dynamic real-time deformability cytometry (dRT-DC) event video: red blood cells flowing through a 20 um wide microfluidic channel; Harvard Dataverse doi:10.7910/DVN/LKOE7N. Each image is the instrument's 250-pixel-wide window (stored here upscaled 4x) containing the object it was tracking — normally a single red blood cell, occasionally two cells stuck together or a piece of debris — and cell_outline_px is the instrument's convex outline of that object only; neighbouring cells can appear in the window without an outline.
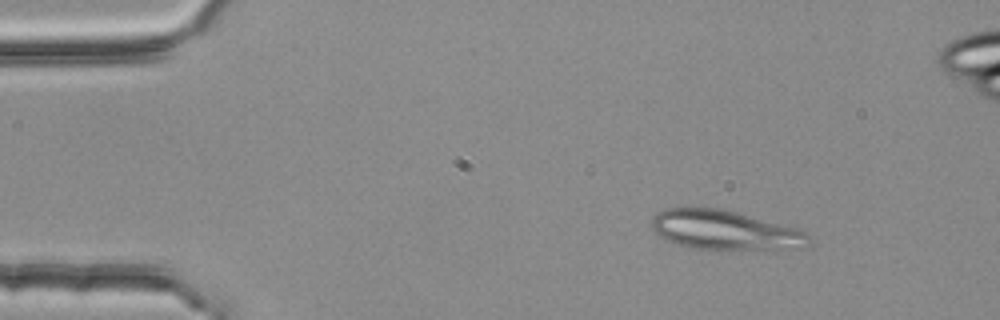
{"species": "common noctule bat (a hibernating species)", "species_latin": "Nyctalus noctula", "temperature_condition": "room temperature", "stored_images_in_passage": 4, "camera_frame_rate_fps": 3000, "um_per_image_px": 0.085, "animal": {"sex": "female", "body_mass_g": 25.1}, "frame": {"image": 1, "passage_image": 1, "time_ms": 0.0, "image_size_px": [1000, 320], "cell_outline_px": [[812, 236], [804, 248], [764, 252], [692, 248], [664, 240], [652, 232], [652, 216], [656, 212], [664, 208], [720, 208], [800, 228]], "centroid_in_image_um": [61.68, 19.6], "position_along_channel_um": 23.3, "area_um2": 37.51}}